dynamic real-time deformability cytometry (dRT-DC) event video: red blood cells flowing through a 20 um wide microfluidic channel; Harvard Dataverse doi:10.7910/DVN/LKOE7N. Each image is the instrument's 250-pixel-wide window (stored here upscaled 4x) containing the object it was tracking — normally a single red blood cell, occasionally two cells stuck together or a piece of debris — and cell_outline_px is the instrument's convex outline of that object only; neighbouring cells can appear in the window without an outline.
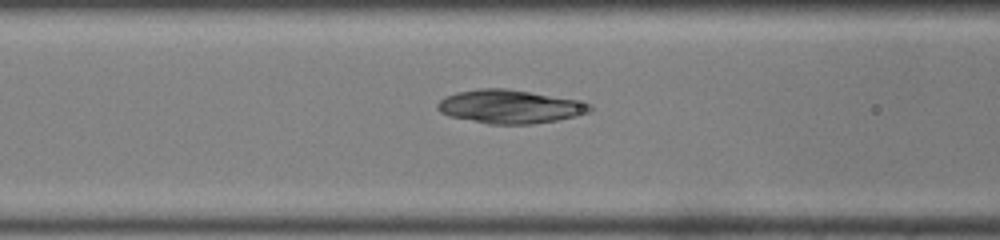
{"species": "common noctule bat (a hibernating species)", "species_latin": "Nyctalus noctula", "temperature_condition": "room temperature", "stored_images_in_passage": 14, "camera_frame_rate_fps": 3000, "um_per_image_px": 0.085, "animal": {"sex": "male", "body_mass_g": 19.0, "forearm_length_mm": 50.8}, "frame": {"image": 1, "passage_image": 12, "time_ms": 3.667, "image_size_px": [1000, 240], "cell_outline_px": [[592, 108], [588, 112], [576, 116], [556, 120], [532, 124], [488, 124], [448, 116], [440, 112], [436, 108], [436, 104], [444, 96], [456, 92], [480, 88], [504, 88], [528, 92], [572, 100], [592, 104]], "centroid_in_image_um": [43.24, 9.07], "position_along_channel_um": 123.4, "area_um2": 29.48}}